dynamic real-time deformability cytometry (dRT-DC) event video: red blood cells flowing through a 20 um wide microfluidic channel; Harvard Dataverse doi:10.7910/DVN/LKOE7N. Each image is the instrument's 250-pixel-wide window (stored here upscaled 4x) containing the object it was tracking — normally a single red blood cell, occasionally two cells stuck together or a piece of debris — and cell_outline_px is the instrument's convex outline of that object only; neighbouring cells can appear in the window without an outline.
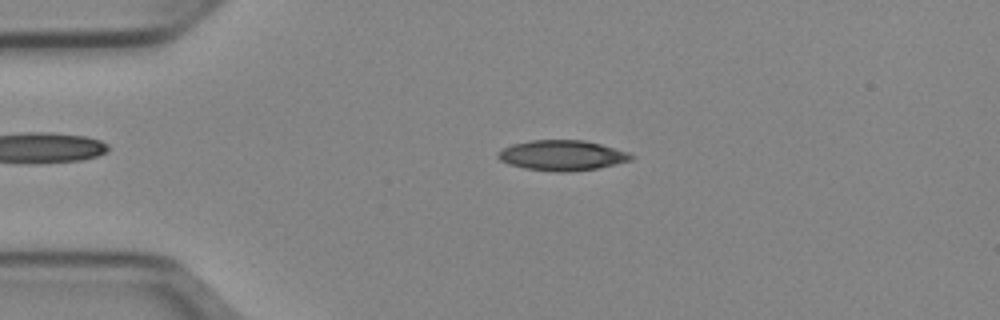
{"species": "Egyptian fruit bat (a non-hibernating species)", "species_latin": "Rousettus aegyptiacus", "temperature_condition": "cold", "stored_images_in_passage": 50, "camera_frame_rate_fps": 3000, "um_per_image_px": 0.085, "animal": {"sex": "female"}, "frame": {"image": 1, "passage_image": 10, "time_ms": 3.0, "image_size_px": [1000, 320], "cell_outline_px": [[636, 156], [632, 160], [616, 164], [596, 168], [564, 172], [556, 172], [524, 168], [508, 164], [500, 160], [496, 156], [496, 152], [512, 144], [532, 140], [584, 140], [600, 144], [628, 152]], "centroid_in_image_um": [47.76, 13.2], "position_along_channel_um": 37.2, "area_um2": 23.47}}
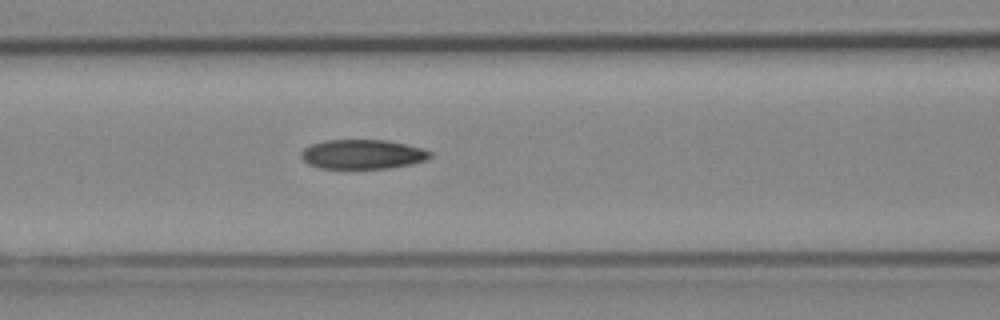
{"frame": {"image": 2, "passage_image": 20, "time_ms": 6.333, "image_size_px": [1000, 320], "cell_outline_px": [[432, 156], [428, 160], [412, 164], [388, 168], [320, 168], [308, 164], [300, 156], [300, 152], [304, 148], [312, 144], [324, 140], [388, 140], [424, 148], [432, 152]], "centroid_in_image_um": [30.85, 13.11], "position_along_channel_um": 135.7, "area_um2": 22.31}}
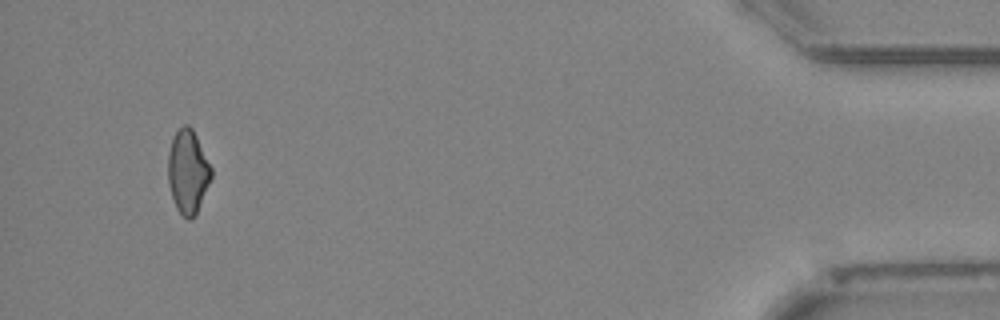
{"frame": {"image": 3, "passage_image": 47, "time_ms": 15.333, "image_size_px": [1000, 320], "cell_outline_px": [[212, 176], [196, 216], [188, 220], [176, 208], [168, 184], [168, 152], [172, 136], [184, 124], [188, 124], [192, 128], [212, 168]], "centroid_in_image_um": [15.96, 14.59], "position_along_channel_um": 419.2, "area_um2": 21.1}, "authors_computed_cell_mechanics": {"area_um2": 22.3397, "velocity_mm_per_s": 3.9771, "shape_relaxation_time_tau1_ms": null, "shape_relaxation_time_tau2_ms": 6.4788, "deformation_change_tau1": null, "deformation_change_tau2": 0.1589}}